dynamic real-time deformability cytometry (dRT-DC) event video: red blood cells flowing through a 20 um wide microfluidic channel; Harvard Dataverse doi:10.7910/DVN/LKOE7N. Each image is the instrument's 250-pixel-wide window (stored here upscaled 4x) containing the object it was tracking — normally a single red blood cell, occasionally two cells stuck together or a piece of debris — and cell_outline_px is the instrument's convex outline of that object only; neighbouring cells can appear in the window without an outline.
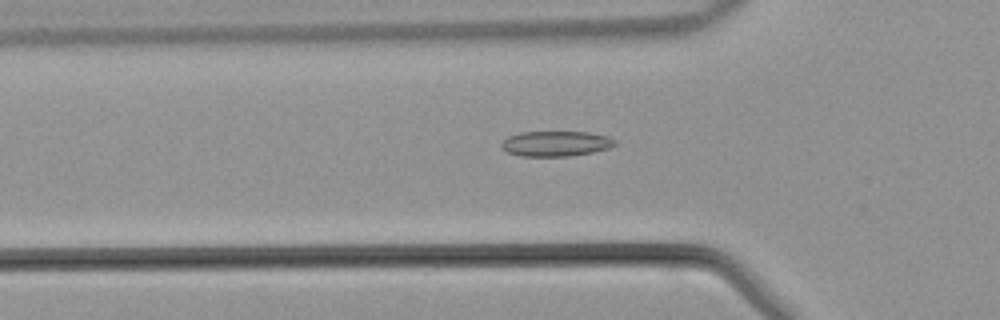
{"species": "common noctule bat (a hibernating species)", "species_latin": "Nyctalus noctula", "temperature_condition": "warm", "stored_images_in_passage": 45, "camera_frame_rate_fps": 3000, "um_per_image_px": 0.085, "animal": {"sex": "male", "body_mass_g": 21.5, "forearm_length_mm": 52.0}, "frame": {"image": 1, "passage_image": 14, "time_ms": 4.333, "image_size_px": [1000, 320], "cell_outline_px": [[616, 144], [608, 148], [592, 152], [568, 156], [520, 156], [508, 152], [500, 148], [500, 144], [508, 136], [520, 132], [588, 132], [608, 136], [616, 140]], "centroid_in_image_um": [47.22, 12.2], "position_along_channel_um": 78.6, "area_um2": 16.7}}
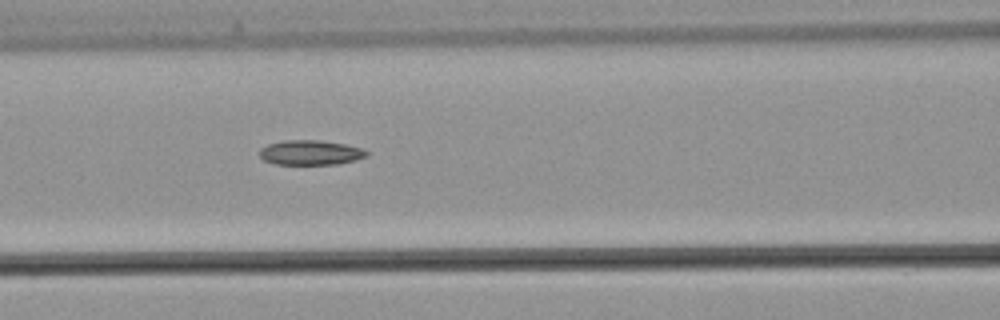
{"frame": {"image": 2, "passage_image": 18, "time_ms": 5.667, "image_size_px": [1000, 320], "cell_outline_px": [[368, 156], [356, 160], [340, 164], [276, 164], [264, 160], [260, 156], [260, 148], [268, 144], [284, 140], [320, 140], [344, 144], [364, 148], [368, 152]], "centroid_in_image_um": [26.43, 12.97], "position_along_channel_um": 140.2, "area_um2": 15.55}}
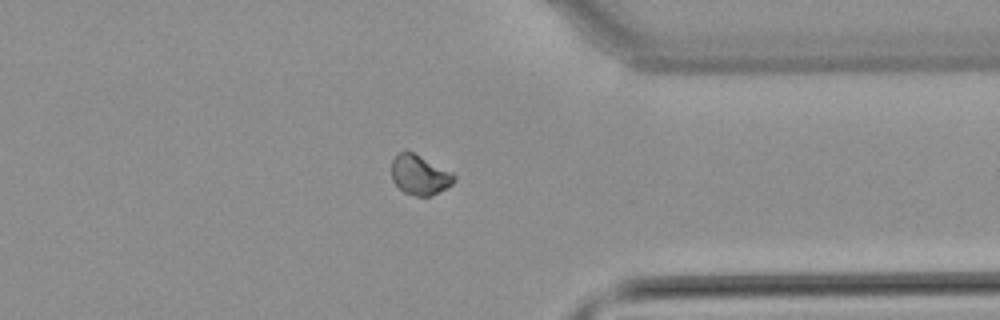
{"frame": {"image": 3, "passage_image": 34, "time_ms": 11.0, "image_size_px": [1000, 320], "cell_outline_px": [[456, 180], [452, 184], [428, 196], [416, 196], [404, 192], [392, 180], [392, 160], [404, 148], [452, 172], [456, 176]], "centroid_in_image_um": [35.66, 14.84], "position_along_channel_um": 375.7, "area_um2": 14.28}}